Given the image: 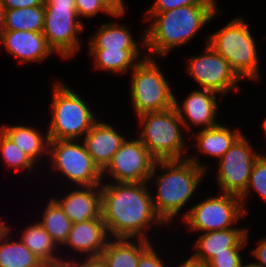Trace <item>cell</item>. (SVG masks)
<instances>
[{"mask_svg": "<svg viewBox=\"0 0 266 267\" xmlns=\"http://www.w3.org/2000/svg\"><path fill=\"white\" fill-rule=\"evenodd\" d=\"M240 267H260L256 261L255 262H250V263H244L242 262L241 266Z\"/></svg>", "mask_w": 266, "mask_h": 267, "instance_id": "obj_43", "label": "cell"}, {"mask_svg": "<svg viewBox=\"0 0 266 267\" xmlns=\"http://www.w3.org/2000/svg\"><path fill=\"white\" fill-rule=\"evenodd\" d=\"M156 161L138 137L131 140L126 138L102 171V178L107 174L113 182H149Z\"/></svg>", "mask_w": 266, "mask_h": 267, "instance_id": "obj_13", "label": "cell"}, {"mask_svg": "<svg viewBox=\"0 0 266 267\" xmlns=\"http://www.w3.org/2000/svg\"><path fill=\"white\" fill-rule=\"evenodd\" d=\"M263 128H264V132H265V134H266V118L264 119V121H263Z\"/></svg>", "mask_w": 266, "mask_h": 267, "instance_id": "obj_44", "label": "cell"}, {"mask_svg": "<svg viewBox=\"0 0 266 267\" xmlns=\"http://www.w3.org/2000/svg\"><path fill=\"white\" fill-rule=\"evenodd\" d=\"M44 6L4 9V31L42 32Z\"/></svg>", "mask_w": 266, "mask_h": 267, "instance_id": "obj_25", "label": "cell"}, {"mask_svg": "<svg viewBox=\"0 0 266 267\" xmlns=\"http://www.w3.org/2000/svg\"><path fill=\"white\" fill-rule=\"evenodd\" d=\"M8 236L0 240V267H42L40 259L20 240Z\"/></svg>", "mask_w": 266, "mask_h": 267, "instance_id": "obj_27", "label": "cell"}, {"mask_svg": "<svg viewBox=\"0 0 266 267\" xmlns=\"http://www.w3.org/2000/svg\"><path fill=\"white\" fill-rule=\"evenodd\" d=\"M4 9L44 6V0H0Z\"/></svg>", "mask_w": 266, "mask_h": 267, "instance_id": "obj_35", "label": "cell"}, {"mask_svg": "<svg viewBox=\"0 0 266 267\" xmlns=\"http://www.w3.org/2000/svg\"><path fill=\"white\" fill-rule=\"evenodd\" d=\"M180 265V267H207V264L194 260L191 256Z\"/></svg>", "mask_w": 266, "mask_h": 267, "instance_id": "obj_40", "label": "cell"}, {"mask_svg": "<svg viewBox=\"0 0 266 267\" xmlns=\"http://www.w3.org/2000/svg\"><path fill=\"white\" fill-rule=\"evenodd\" d=\"M242 134L218 160L217 183L221 193L241 196L249 183L257 152Z\"/></svg>", "mask_w": 266, "mask_h": 267, "instance_id": "obj_11", "label": "cell"}, {"mask_svg": "<svg viewBox=\"0 0 266 267\" xmlns=\"http://www.w3.org/2000/svg\"><path fill=\"white\" fill-rule=\"evenodd\" d=\"M85 259L77 261V267H105L104 263L100 260V258Z\"/></svg>", "mask_w": 266, "mask_h": 267, "instance_id": "obj_38", "label": "cell"}, {"mask_svg": "<svg viewBox=\"0 0 266 267\" xmlns=\"http://www.w3.org/2000/svg\"><path fill=\"white\" fill-rule=\"evenodd\" d=\"M0 46L20 63H39L54 54L42 32L4 31Z\"/></svg>", "mask_w": 266, "mask_h": 267, "instance_id": "obj_16", "label": "cell"}, {"mask_svg": "<svg viewBox=\"0 0 266 267\" xmlns=\"http://www.w3.org/2000/svg\"><path fill=\"white\" fill-rule=\"evenodd\" d=\"M217 5H187L160 13H145L151 24L145 31L147 57H163L190 42L219 14Z\"/></svg>", "mask_w": 266, "mask_h": 267, "instance_id": "obj_3", "label": "cell"}, {"mask_svg": "<svg viewBox=\"0 0 266 267\" xmlns=\"http://www.w3.org/2000/svg\"><path fill=\"white\" fill-rule=\"evenodd\" d=\"M110 236L102 216L81 223H73L64 247H71L87 259L99 258Z\"/></svg>", "mask_w": 266, "mask_h": 267, "instance_id": "obj_15", "label": "cell"}, {"mask_svg": "<svg viewBox=\"0 0 266 267\" xmlns=\"http://www.w3.org/2000/svg\"><path fill=\"white\" fill-rule=\"evenodd\" d=\"M30 225L31 226L26 227L22 236L20 235V241L36 255L41 262L59 257L56 252V248L59 247L40 222L30 223Z\"/></svg>", "mask_w": 266, "mask_h": 267, "instance_id": "obj_26", "label": "cell"}, {"mask_svg": "<svg viewBox=\"0 0 266 267\" xmlns=\"http://www.w3.org/2000/svg\"><path fill=\"white\" fill-rule=\"evenodd\" d=\"M141 51L142 49H88V53L94 58V69L123 75L146 57H140Z\"/></svg>", "mask_w": 266, "mask_h": 267, "instance_id": "obj_24", "label": "cell"}, {"mask_svg": "<svg viewBox=\"0 0 266 267\" xmlns=\"http://www.w3.org/2000/svg\"><path fill=\"white\" fill-rule=\"evenodd\" d=\"M216 94L210 90H194L187 95L181 103L182 106L174 97V107L183 122L184 129L191 131V124L201 127L200 129H207L220 124L219 121H216L219 109L217 101H220L217 100Z\"/></svg>", "mask_w": 266, "mask_h": 267, "instance_id": "obj_14", "label": "cell"}, {"mask_svg": "<svg viewBox=\"0 0 266 267\" xmlns=\"http://www.w3.org/2000/svg\"><path fill=\"white\" fill-rule=\"evenodd\" d=\"M42 267H77V260L76 259H68L64 258H54L52 260L42 262Z\"/></svg>", "mask_w": 266, "mask_h": 267, "instance_id": "obj_37", "label": "cell"}, {"mask_svg": "<svg viewBox=\"0 0 266 267\" xmlns=\"http://www.w3.org/2000/svg\"><path fill=\"white\" fill-rule=\"evenodd\" d=\"M125 139L113 125L98 120L81 140L94 164L102 172Z\"/></svg>", "mask_w": 266, "mask_h": 267, "instance_id": "obj_17", "label": "cell"}, {"mask_svg": "<svg viewBox=\"0 0 266 267\" xmlns=\"http://www.w3.org/2000/svg\"><path fill=\"white\" fill-rule=\"evenodd\" d=\"M44 9L42 33L48 46L64 59L72 57L81 48L78 34L85 29L78 17L75 0H44Z\"/></svg>", "mask_w": 266, "mask_h": 267, "instance_id": "obj_8", "label": "cell"}, {"mask_svg": "<svg viewBox=\"0 0 266 267\" xmlns=\"http://www.w3.org/2000/svg\"><path fill=\"white\" fill-rule=\"evenodd\" d=\"M53 199L72 223H81L101 216V185L79 186L61 198Z\"/></svg>", "mask_w": 266, "mask_h": 267, "instance_id": "obj_18", "label": "cell"}, {"mask_svg": "<svg viewBox=\"0 0 266 267\" xmlns=\"http://www.w3.org/2000/svg\"><path fill=\"white\" fill-rule=\"evenodd\" d=\"M116 12L126 11L123 0H105Z\"/></svg>", "mask_w": 266, "mask_h": 267, "instance_id": "obj_39", "label": "cell"}, {"mask_svg": "<svg viewBox=\"0 0 266 267\" xmlns=\"http://www.w3.org/2000/svg\"><path fill=\"white\" fill-rule=\"evenodd\" d=\"M200 129L195 136L196 148L205 156H211L218 160L230 149L232 144L243 134L241 129L231 130L228 125Z\"/></svg>", "mask_w": 266, "mask_h": 267, "instance_id": "obj_22", "label": "cell"}, {"mask_svg": "<svg viewBox=\"0 0 266 267\" xmlns=\"http://www.w3.org/2000/svg\"><path fill=\"white\" fill-rule=\"evenodd\" d=\"M41 215L42 220L40 224L49 233L57 246L63 247L73 223L53 198L49 200L47 207Z\"/></svg>", "mask_w": 266, "mask_h": 267, "instance_id": "obj_28", "label": "cell"}, {"mask_svg": "<svg viewBox=\"0 0 266 267\" xmlns=\"http://www.w3.org/2000/svg\"><path fill=\"white\" fill-rule=\"evenodd\" d=\"M243 248H228V252L215 254L206 264L207 267H240Z\"/></svg>", "mask_w": 266, "mask_h": 267, "instance_id": "obj_32", "label": "cell"}, {"mask_svg": "<svg viewBox=\"0 0 266 267\" xmlns=\"http://www.w3.org/2000/svg\"><path fill=\"white\" fill-rule=\"evenodd\" d=\"M48 157L55 171L79 186L101 185L105 180L82 140H50Z\"/></svg>", "mask_w": 266, "mask_h": 267, "instance_id": "obj_10", "label": "cell"}, {"mask_svg": "<svg viewBox=\"0 0 266 267\" xmlns=\"http://www.w3.org/2000/svg\"><path fill=\"white\" fill-rule=\"evenodd\" d=\"M154 244H150L140 255V259L138 261V267H165V263L163 262L158 252L155 250Z\"/></svg>", "mask_w": 266, "mask_h": 267, "instance_id": "obj_34", "label": "cell"}, {"mask_svg": "<svg viewBox=\"0 0 266 267\" xmlns=\"http://www.w3.org/2000/svg\"><path fill=\"white\" fill-rule=\"evenodd\" d=\"M53 87L52 113L47 127L49 140H81L98 119L73 89L58 81Z\"/></svg>", "mask_w": 266, "mask_h": 267, "instance_id": "obj_5", "label": "cell"}, {"mask_svg": "<svg viewBox=\"0 0 266 267\" xmlns=\"http://www.w3.org/2000/svg\"><path fill=\"white\" fill-rule=\"evenodd\" d=\"M148 184L101 183V216L110 238H141L150 241L147 229L153 224H165L154 210Z\"/></svg>", "mask_w": 266, "mask_h": 267, "instance_id": "obj_1", "label": "cell"}, {"mask_svg": "<svg viewBox=\"0 0 266 267\" xmlns=\"http://www.w3.org/2000/svg\"><path fill=\"white\" fill-rule=\"evenodd\" d=\"M187 5H217L216 0H155L146 13H160Z\"/></svg>", "mask_w": 266, "mask_h": 267, "instance_id": "obj_33", "label": "cell"}, {"mask_svg": "<svg viewBox=\"0 0 266 267\" xmlns=\"http://www.w3.org/2000/svg\"><path fill=\"white\" fill-rule=\"evenodd\" d=\"M187 73L204 90L222 95L239 91L242 81L224 57L218 54L207 42L205 52L187 59Z\"/></svg>", "mask_w": 266, "mask_h": 267, "instance_id": "obj_12", "label": "cell"}, {"mask_svg": "<svg viewBox=\"0 0 266 267\" xmlns=\"http://www.w3.org/2000/svg\"><path fill=\"white\" fill-rule=\"evenodd\" d=\"M137 118L142 128L138 138L157 161L188 157L184 155L188 148L182 133L184 125L174 106L165 111L144 113Z\"/></svg>", "mask_w": 266, "mask_h": 267, "instance_id": "obj_6", "label": "cell"}, {"mask_svg": "<svg viewBox=\"0 0 266 267\" xmlns=\"http://www.w3.org/2000/svg\"><path fill=\"white\" fill-rule=\"evenodd\" d=\"M4 33V8L0 5V44Z\"/></svg>", "mask_w": 266, "mask_h": 267, "instance_id": "obj_42", "label": "cell"}, {"mask_svg": "<svg viewBox=\"0 0 266 267\" xmlns=\"http://www.w3.org/2000/svg\"><path fill=\"white\" fill-rule=\"evenodd\" d=\"M251 254L252 257L257 260V264L260 267H266V237L262 238L260 241H258V245H256Z\"/></svg>", "mask_w": 266, "mask_h": 267, "instance_id": "obj_36", "label": "cell"}, {"mask_svg": "<svg viewBox=\"0 0 266 267\" xmlns=\"http://www.w3.org/2000/svg\"><path fill=\"white\" fill-rule=\"evenodd\" d=\"M250 190H255V193L259 194L266 201V155L263 153L255 160L248 186L245 192L240 196L246 214L248 212L245 204L246 199H248L247 197L251 196Z\"/></svg>", "mask_w": 266, "mask_h": 267, "instance_id": "obj_30", "label": "cell"}, {"mask_svg": "<svg viewBox=\"0 0 266 267\" xmlns=\"http://www.w3.org/2000/svg\"><path fill=\"white\" fill-rule=\"evenodd\" d=\"M248 230V228L233 227L201 233L191 257L206 264L215 254L228 252V248H244L249 241Z\"/></svg>", "mask_w": 266, "mask_h": 267, "instance_id": "obj_19", "label": "cell"}, {"mask_svg": "<svg viewBox=\"0 0 266 267\" xmlns=\"http://www.w3.org/2000/svg\"><path fill=\"white\" fill-rule=\"evenodd\" d=\"M157 63L146 56L131 70L130 96L136 116L174 106L175 96Z\"/></svg>", "mask_w": 266, "mask_h": 267, "instance_id": "obj_7", "label": "cell"}, {"mask_svg": "<svg viewBox=\"0 0 266 267\" xmlns=\"http://www.w3.org/2000/svg\"><path fill=\"white\" fill-rule=\"evenodd\" d=\"M245 214L239 196L219 193L210 196L181 212L182 220L189 231L209 232L233 228Z\"/></svg>", "mask_w": 266, "mask_h": 267, "instance_id": "obj_9", "label": "cell"}, {"mask_svg": "<svg viewBox=\"0 0 266 267\" xmlns=\"http://www.w3.org/2000/svg\"><path fill=\"white\" fill-rule=\"evenodd\" d=\"M11 227L0 221V240L4 239L8 234H10Z\"/></svg>", "mask_w": 266, "mask_h": 267, "instance_id": "obj_41", "label": "cell"}, {"mask_svg": "<svg viewBox=\"0 0 266 267\" xmlns=\"http://www.w3.org/2000/svg\"><path fill=\"white\" fill-rule=\"evenodd\" d=\"M207 168L192 154L186 159L156 161L149 182L152 178L155 180L157 195L152 194L153 207L165 226L170 225L193 198ZM157 169L162 173L158 175Z\"/></svg>", "mask_w": 266, "mask_h": 267, "instance_id": "obj_2", "label": "cell"}, {"mask_svg": "<svg viewBox=\"0 0 266 267\" xmlns=\"http://www.w3.org/2000/svg\"><path fill=\"white\" fill-rule=\"evenodd\" d=\"M0 153L2 160L5 162L6 167L14 169L16 172L29 170L32 173L35 163L20 150V148L10 140L0 130Z\"/></svg>", "mask_w": 266, "mask_h": 267, "instance_id": "obj_29", "label": "cell"}, {"mask_svg": "<svg viewBox=\"0 0 266 267\" xmlns=\"http://www.w3.org/2000/svg\"><path fill=\"white\" fill-rule=\"evenodd\" d=\"M78 17H95L99 12L115 18L123 16L126 11L116 12L105 0H75Z\"/></svg>", "mask_w": 266, "mask_h": 267, "instance_id": "obj_31", "label": "cell"}, {"mask_svg": "<svg viewBox=\"0 0 266 267\" xmlns=\"http://www.w3.org/2000/svg\"><path fill=\"white\" fill-rule=\"evenodd\" d=\"M255 41L241 16L232 19L206 38V42L226 59L241 80L249 78L259 82V54Z\"/></svg>", "mask_w": 266, "mask_h": 267, "instance_id": "obj_4", "label": "cell"}, {"mask_svg": "<svg viewBox=\"0 0 266 267\" xmlns=\"http://www.w3.org/2000/svg\"><path fill=\"white\" fill-rule=\"evenodd\" d=\"M129 28L117 22L101 24L89 40V49H141L145 50V31L137 43Z\"/></svg>", "mask_w": 266, "mask_h": 267, "instance_id": "obj_21", "label": "cell"}, {"mask_svg": "<svg viewBox=\"0 0 266 267\" xmlns=\"http://www.w3.org/2000/svg\"><path fill=\"white\" fill-rule=\"evenodd\" d=\"M0 130L35 164L38 163L42 155V157L48 155L50 140L47 131L43 136L41 132L31 126L7 124L2 126Z\"/></svg>", "mask_w": 266, "mask_h": 267, "instance_id": "obj_23", "label": "cell"}, {"mask_svg": "<svg viewBox=\"0 0 266 267\" xmlns=\"http://www.w3.org/2000/svg\"><path fill=\"white\" fill-rule=\"evenodd\" d=\"M110 238L100 255L105 267H138L141 253L151 241L141 238Z\"/></svg>", "mask_w": 266, "mask_h": 267, "instance_id": "obj_20", "label": "cell"}]
</instances>
